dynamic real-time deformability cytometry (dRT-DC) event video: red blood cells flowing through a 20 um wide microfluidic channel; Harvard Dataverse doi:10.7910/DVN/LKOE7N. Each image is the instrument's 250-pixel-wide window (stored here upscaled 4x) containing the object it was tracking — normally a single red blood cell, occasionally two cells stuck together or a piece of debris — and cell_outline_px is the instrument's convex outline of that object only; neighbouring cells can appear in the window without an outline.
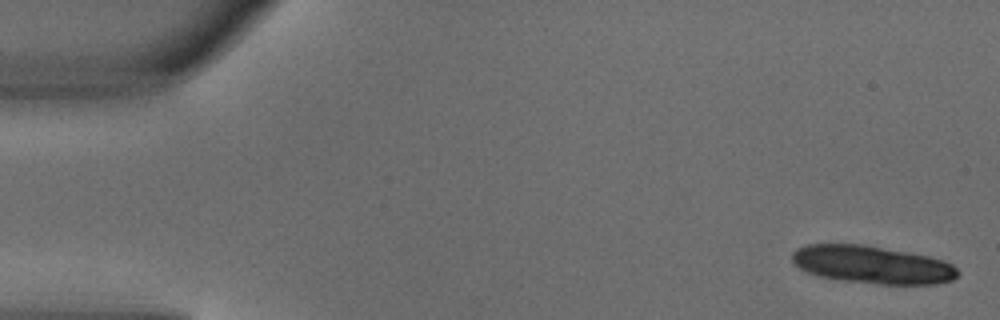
{"species": "common noctule bat (a hibernating species)", "species_latin": "Nyctalus noctula", "temperature_condition": "warm", "stored_images_in_passage": 7, "camera_frame_rate_fps": 3000, "um_per_image_px": 0.085, "animal": {"sex": "male", "body_mass_g": 18.8}, "frame": {"image": 1, "passage_image": 1, "time_ms": 0.0, "image_size_px": [1000, 320], "cell_outline_px": [[960, 272], [952, 280], [936, 284], [880, 284], [844, 280], [820, 276], [808, 272], [792, 264], [792, 252], [796, 248], [808, 244], [864, 244], [908, 252], [928, 256], [952, 264]], "centroid_in_image_um": [74.11, 22.49], "position_along_channel_um": 10.9, "area_um2": 36.36}}
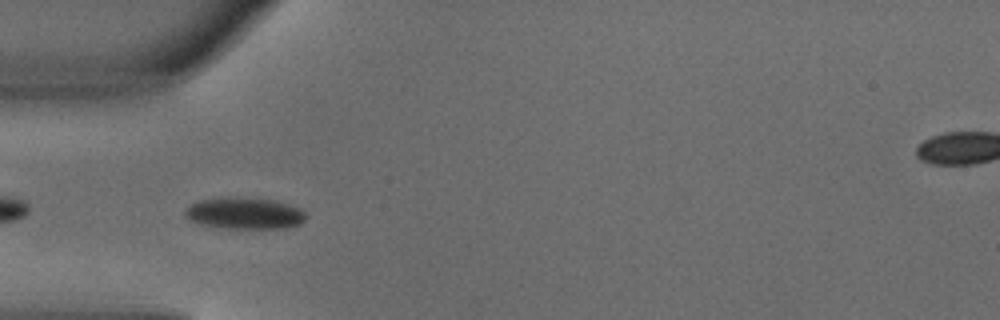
{"frame": {"image": 2, "passage_image": 5, "time_ms": 1.333, "image_size_px": [1000, 320], "cell_outline_px": [[304, 220], [300, 224], [288, 228], [224, 228], [200, 224], [188, 220], [184, 216], [184, 208], [188, 204], [200, 200], [220, 196], [244, 196], [276, 200], [300, 208], [304, 212]], "centroid_in_image_um": [20.72, 18.1], "position_along_channel_um": 64.3, "area_um2": 22.89}}
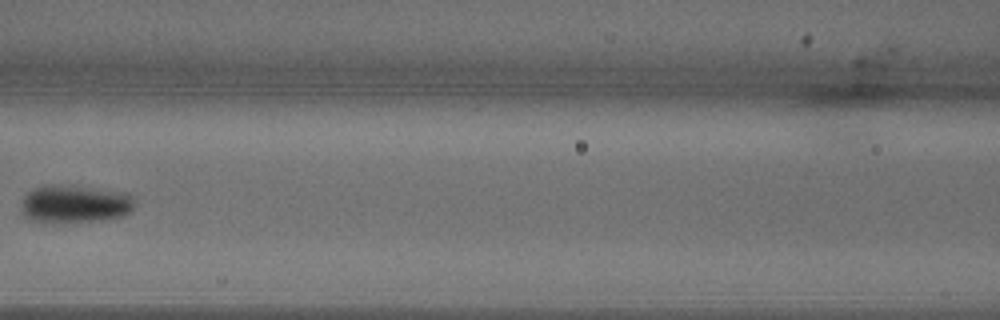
{"frame": {"image": 3, "passage_image": 7, "time_ms": 2.0, "image_size_px": [1000, 320], "cell_outline_px": [[132, 208], [124, 216], [104, 220], [52, 224], [28, 220], [24, 216], [20, 208], [20, 204], [24, 196], [28, 192], [36, 188], [60, 184], [72, 184], [128, 192], [132, 196]], "centroid_in_image_um": [6.33, 17.35], "position_along_channel_um": 160.3, "area_um2": 25.84}}